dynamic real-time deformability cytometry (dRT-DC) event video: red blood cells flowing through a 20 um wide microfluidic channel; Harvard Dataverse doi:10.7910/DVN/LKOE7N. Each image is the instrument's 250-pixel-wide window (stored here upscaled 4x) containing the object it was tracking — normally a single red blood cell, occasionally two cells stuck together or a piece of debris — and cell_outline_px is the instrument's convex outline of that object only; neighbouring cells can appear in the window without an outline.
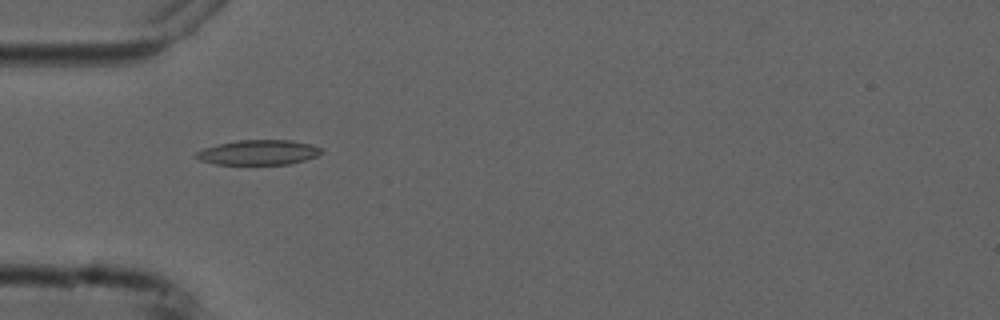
{"species": "common noctule bat (a hibernating species)", "species_latin": "Nyctalus noctula", "temperature_condition": "cold", "stored_images_in_passage": 6, "camera_frame_rate_fps": 3000, "um_per_image_px": 0.085, "animal": {"sex": "male", "forearm_length_mm": 52.5}, "frame": {"image": 1, "passage_image": 5, "time_ms": 4.667, "image_size_px": [1000, 320], "cell_outline_px": [[324, 152], [316, 156], [304, 160], [288, 164], [216, 164], [200, 160], [192, 156], [196, 152], [204, 148], [236, 140], [292, 140], [312, 144], [324, 148]], "centroid_in_image_um": [22.0, 12.95], "position_along_channel_um": 63.0, "area_um2": 18.26}}
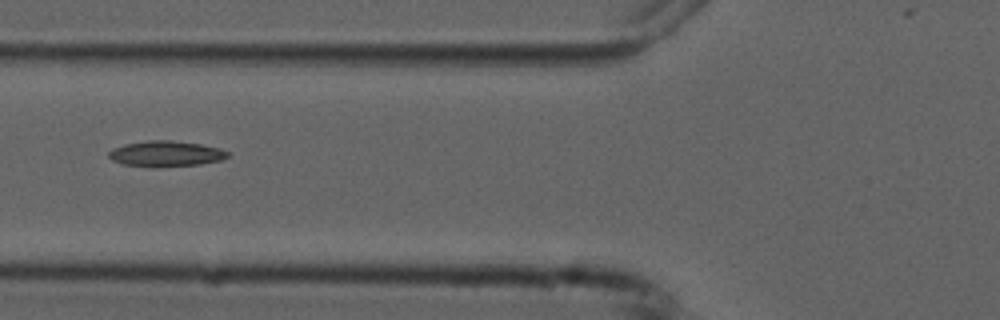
{"frame": {"image": 2, "passage_image": 6, "time_ms": 6.0, "image_size_px": [1000, 320], "cell_outline_px": [[228, 156], [220, 160], [200, 164], [124, 164], [112, 160], [108, 156], [108, 152], [112, 148], [124, 144], [148, 140], [172, 140], [200, 144], [220, 148], [228, 152]], "centroid_in_image_um": [14.09, 13.0], "position_along_channel_um": 111.7, "area_um2": 16.82}}